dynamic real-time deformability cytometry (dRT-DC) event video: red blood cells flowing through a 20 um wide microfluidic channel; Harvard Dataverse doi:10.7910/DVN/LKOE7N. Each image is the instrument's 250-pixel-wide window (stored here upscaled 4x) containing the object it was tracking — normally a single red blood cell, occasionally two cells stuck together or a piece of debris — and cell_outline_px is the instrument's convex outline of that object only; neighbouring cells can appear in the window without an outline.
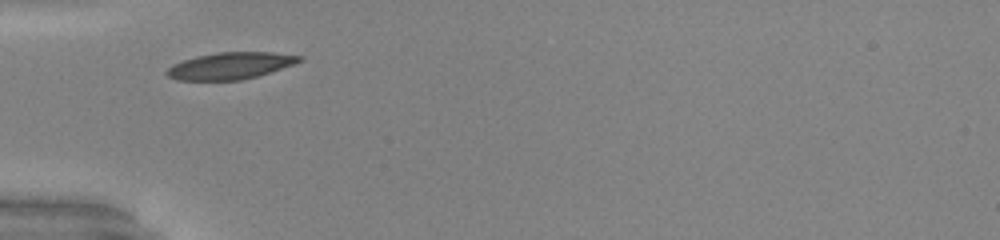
{"species": "common noctule bat (a hibernating species)", "species_latin": "Nyctalus noctula", "temperature_condition": "warm", "stored_images_in_passage": 26, "camera_frame_rate_fps": 3000, "um_per_image_px": 0.085, "animal": {"sex": "male", "body_mass_g": 20.0, "forearm_length_mm": 53.3}, "frame": {"image": 1, "passage_image": 1, "time_ms": 0.0, "image_size_px": [1000, 240], "cell_outline_px": [[304, 60], [256, 76], [240, 80], [176, 80], [168, 76], [164, 72], [172, 64], [196, 56], [220, 52], [272, 52], [304, 56]], "centroid_in_image_um": [19.55, 5.58], "position_along_channel_um": 65.4, "area_um2": 20.52}}
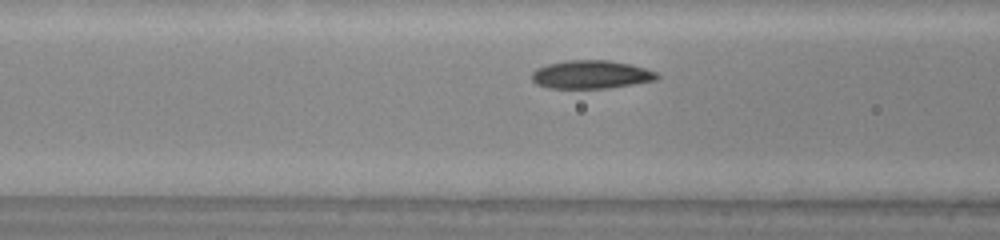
{"frame": {"image": 2, "passage_image": 5, "time_ms": 1.333, "image_size_px": [1000, 240], "cell_outline_px": [[660, 76], [656, 80], [608, 88], [548, 88], [536, 84], [532, 80], [532, 72], [536, 68], [548, 64], [568, 60], [608, 60], [628, 64], [644, 68], [656, 72]], "centroid_in_image_um": [50.21, 6.34], "position_along_channel_um": 116.4, "area_um2": 20.52}, "authors_computed_cell_mechanics": {"area_um2": 20.2011, "velocity_mm_per_s": 4.001, "shape_relaxation_time_tau1_ms": 2.194, "shape_relaxation_time_tau2_ms": null, "deformation_change_tau1": 0.0962, "deformation_change_tau2": null}}